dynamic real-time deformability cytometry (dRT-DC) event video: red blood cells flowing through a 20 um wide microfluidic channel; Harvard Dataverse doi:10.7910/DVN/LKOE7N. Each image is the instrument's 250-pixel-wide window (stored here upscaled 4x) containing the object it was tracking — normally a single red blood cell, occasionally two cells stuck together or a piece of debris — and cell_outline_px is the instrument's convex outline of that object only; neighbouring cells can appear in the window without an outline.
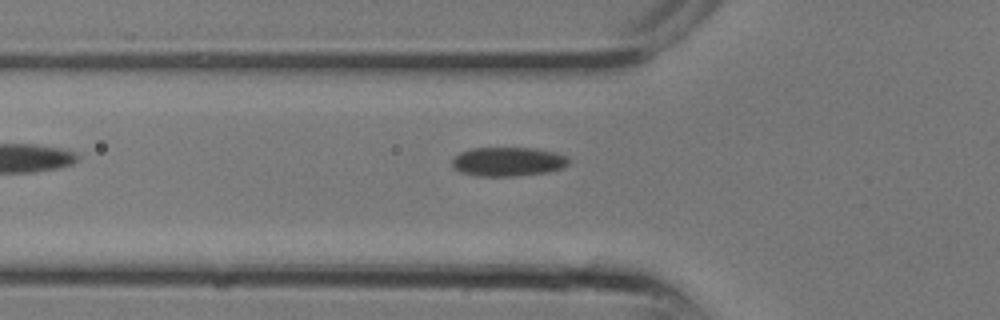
{"species": "common noctule bat (a hibernating species)", "species_latin": "Nyctalus noctula", "temperature_condition": "room temperature", "stored_images_in_passage": 3, "camera_frame_rate_fps": 3000, "um_per_image_px": 0.085, "animal": {"sex": "male", "body_mass_g": 13.3}, "frame": {"image": 1, "passage_image": 3, "time_ms": 0.667, "image_size_px": [1000, 320], "cell_outline_px": [[568, 164], [564, 168], [548, 172], [516, 176], [476, 176], [460, 172], [452, 168], [452, 156], [460, 152], [472, 148], [536, 148], [556, 152], [568, 156]], "centroid_in_image_um": [43.16, 13.74], "position_along_channel_um": 82.6, "area_um2": 20.11}}